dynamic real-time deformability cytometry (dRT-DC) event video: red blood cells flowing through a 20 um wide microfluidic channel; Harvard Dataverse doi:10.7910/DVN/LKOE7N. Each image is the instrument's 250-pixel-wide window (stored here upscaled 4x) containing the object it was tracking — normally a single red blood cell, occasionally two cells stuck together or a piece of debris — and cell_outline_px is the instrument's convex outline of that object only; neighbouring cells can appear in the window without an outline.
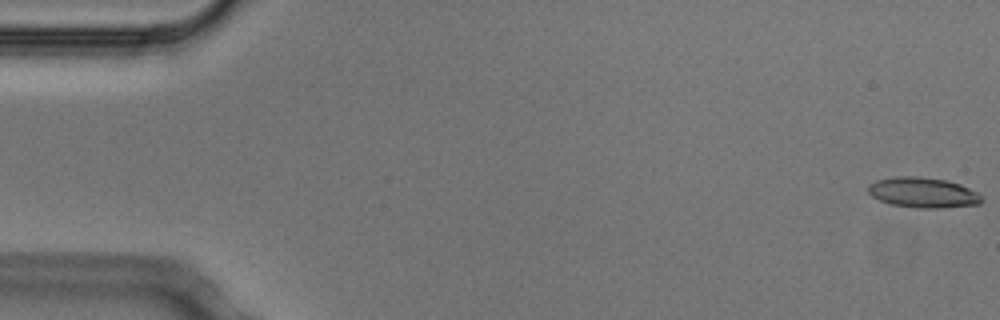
{"species": "Egyptian fruit bat (a non-hibernating species)", "species_latin": "Rousettus aegyptiacus", "temperature_condition": "cold", "stored_images_in_passage": 5, "camera_frame_rate_fps": 3000, "um_per_image_px": 0.085, "animal": {"sex": "male"}, "frame": {"image": 1, "passage_image": 1, "time_ms": 0.0, "image_size_px": [1000, 320], "cell_outline_px": [[984, 200], [980, 204], [944, 208], [916, 208], [888, 204], [872, 196], [868, 192], [868, 184], [876, 180], [896, 176], [920, 176], [944, 180], [960, 184], [976, 192]], "centroid_in_image_um": [78.43, 16.37], "position_along_channel_um": 6.6, "area_um2": 20.17}}
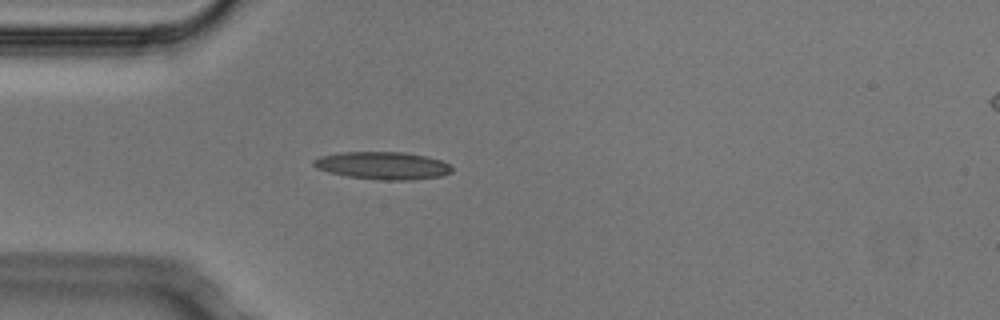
{"frame": {"image": 2, "passage_image": 5, "time_ms": 1.333, "image_size_px": [1000, 320], "cell_outline_px": [[452, 172], [440, 176], [408, 180], [380, 180], [348, 176], [328, 172], [316, 168], [312, 164], [312, 160], [320, 156], [340, 152], [404, 152], [428, 156], [440, 160], [448, 164], [452, 168]], "centroid_in_image_um": [32.51, 14.06], "position_along_channel_um": 52.5, "area_um2": 22.25}}